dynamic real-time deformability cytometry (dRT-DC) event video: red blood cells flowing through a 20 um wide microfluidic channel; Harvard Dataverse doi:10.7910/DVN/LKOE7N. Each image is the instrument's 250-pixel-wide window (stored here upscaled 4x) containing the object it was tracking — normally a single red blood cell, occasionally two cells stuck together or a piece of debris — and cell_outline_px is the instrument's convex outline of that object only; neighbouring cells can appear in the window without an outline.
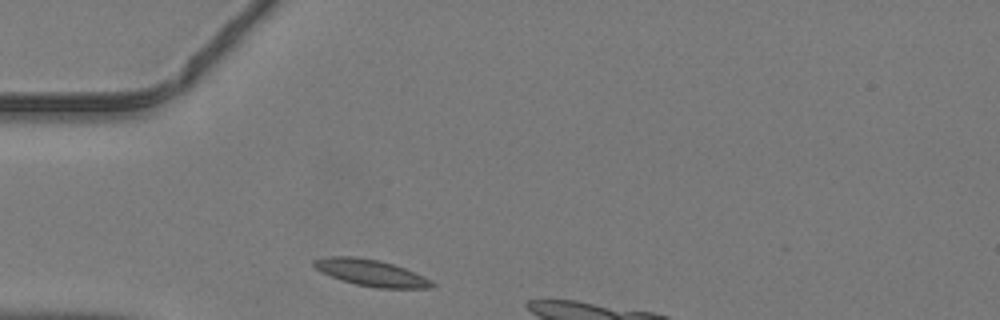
{"species": "common noctule bat (a hibernating species)", "species_latin": "Nyctalus noctula", "temperature_condition": "warm", "stored_images_in_passage": 11, "camera_frame_rate_fps": 3000, "um_per_image_px": 0.085, "animal": {"sex": "male", "body_mass_g": 19.2, "forearm_length_mm": 51.8}, "frame": {"image": 1, "passage_image": 1, "time_ms": 0.0, "image_size_px": [1000, 320], "cell_outline_px": [[436, 284], [432, 288], [376, 288], [356, 284], [340, 280], [316, 268], [312, 264], [312, 260], [328, 256], [356, 256], [380, 260], [404, 268], [424, 276], [432, 280]], "centroid_in_image_um": [31.56, 23.18], "position_along_channel_um": 53.4, "area_um2": 18.26}}
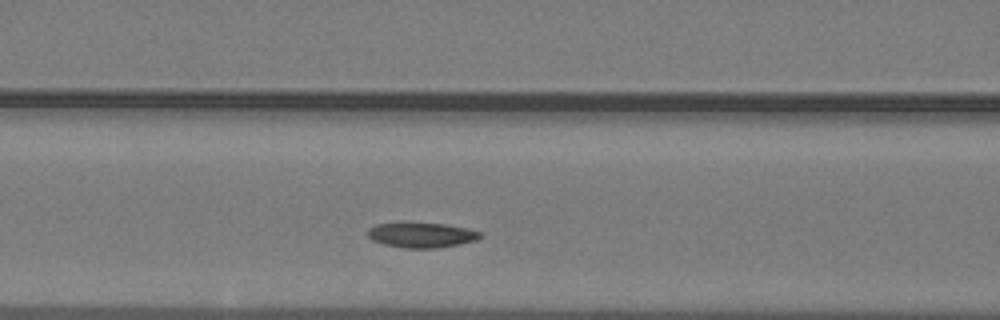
{"frame": {"image": 2, "passage_image": 7, "time_ms": 2.0, "image_size_px": [1000, 320], "cell_outline_px": [[484, 236], [476, 240], [460, 244], [436, 248], [404, 248], [384, 244], [372, 240], [368, 236], [368, 228], [376, 224], [404, 220], [444, 224], [468, 228], [480, 232]], "centroid_in_image_um": [35.8, 19.94], "position_along_channel_um": 130.8, "area_um2": 17.11}}
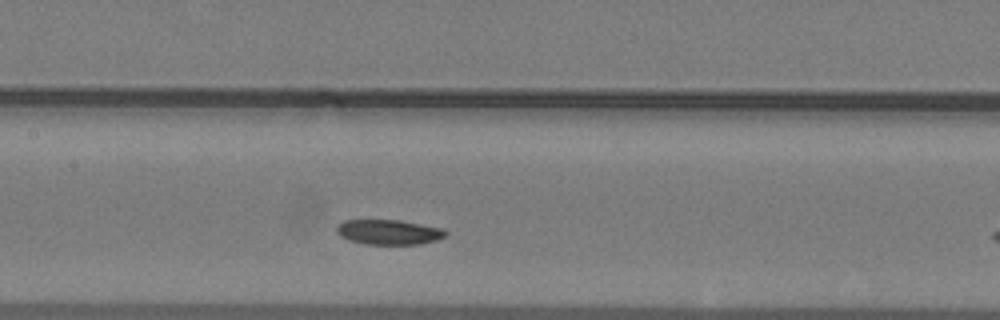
{"frame": {"image": 3, "passage_image": 10, "time_ms": 3.0, "image_size_px": [1000, 320], "cell_outline_px": [[448, 232], [444, 236], [436, 240], [420, 244], [364, 244], [348, 240], [340, 236], [336, 232], [336, 224], [344, 220], [400, 220], [444, 228]], "centroid_in_image_um": [33.02, 19.72], "position_along_channel_um": 174.4, "area_um2": 16.01}}